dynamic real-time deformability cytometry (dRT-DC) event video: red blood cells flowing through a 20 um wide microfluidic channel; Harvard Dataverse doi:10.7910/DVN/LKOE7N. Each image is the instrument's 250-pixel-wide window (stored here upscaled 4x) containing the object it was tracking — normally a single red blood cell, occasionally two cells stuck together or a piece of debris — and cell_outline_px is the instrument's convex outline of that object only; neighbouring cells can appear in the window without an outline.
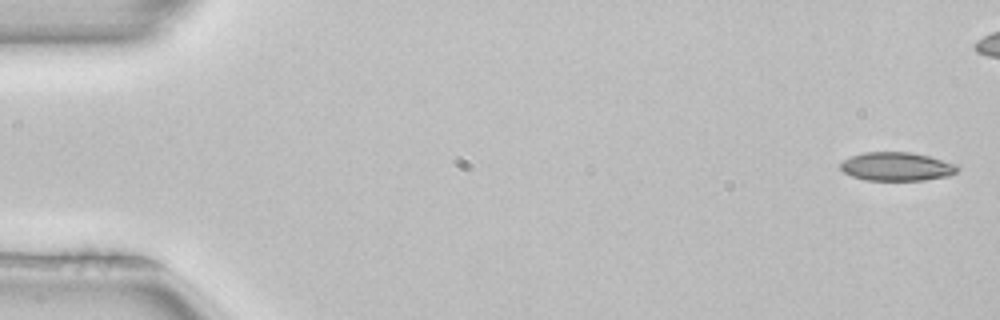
{"species": "common noctule bat (a hibernating species)", "species_latin": "Nyctalus noctula", "temperature_condition": "room temperature", "stored_images_in_passage": 3, "segment_of_instrument_passage": [2, 2], "camera_frame_rate_fps": 3000, "um_per_image_px": 0.085, "animal": {"sex": "female", "body_mass_g": 22.7, "forearm_length_mm": 54.2}, "frame": {"image": 1, "passage_image": 3, "time_ms": 0.667, "image_size_px": [1000, 320], "cell_outline_px": [[960, 168], [956, 172], [948, 176], [924, 180], [864, 180], [852, 176], [844, 172], [840, 168], [840, 164], [844, 160], [852, 156], [864, 152], [912, 152], [928, 156], [956, 164]], "centroid_in_image_um": [76.22, 14.16], "position_along_channel_um": 8.8, "area_um2": 19.42}}